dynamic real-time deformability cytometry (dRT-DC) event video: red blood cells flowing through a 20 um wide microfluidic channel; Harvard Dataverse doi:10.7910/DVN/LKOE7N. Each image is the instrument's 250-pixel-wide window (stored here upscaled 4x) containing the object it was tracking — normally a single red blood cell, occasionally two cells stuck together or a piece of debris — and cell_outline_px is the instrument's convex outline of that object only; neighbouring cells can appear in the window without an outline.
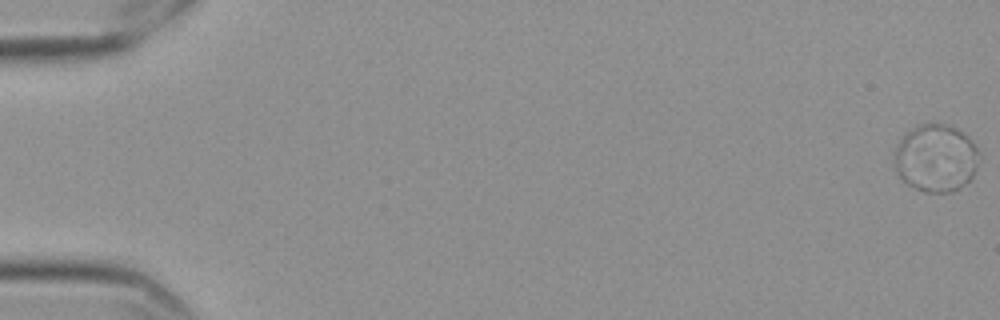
{"species": "Egyptian fruit bat (a non-hibernating species)", "species_latin": "Rousettus aegyptiacus", "temperature_condition": "cold", "stored_images_in_passage": 59, "camera_frame_rate_fps": 3000, "um_per_image_px": 0.085, "frame": {"image": 1, "passage_image": 1, "time_ms": 0.0, "image_size_px": [1000, 320], "cell_outline_px": [[976, 168], [972, 176], [960, 188], [952, 192], [924, 192], [908, 184], [896, 172], [896, 148], [900, 140], [912, 128], [920, 124], [944, 124], [956, 128], [968, 136], [976, 148]], "centroid_in_image_um": [79.54, 13.44], "position_along_channel_um": 5.5, "area_um2": 32.6}}
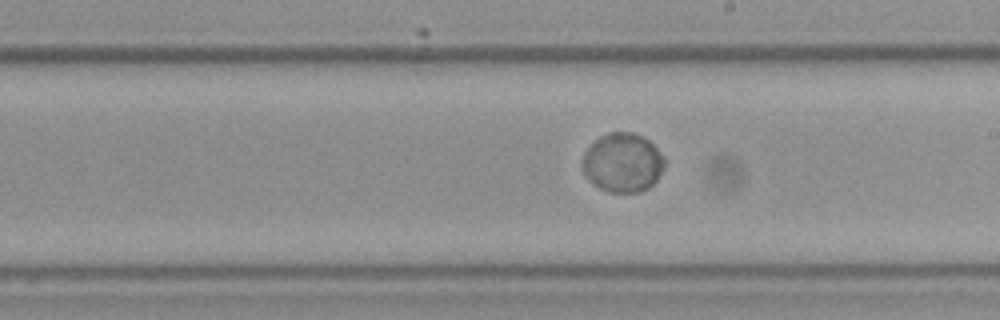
{"frame": {"image": 2, "passage_image": 35, "time_ms": 11.333, "image_size_px": [1000, 320], "cell_outline_px": [[664, 168], [656, 180], [648, 188], [640, 192], [608, 192], [592, 184], [584, 176], [584, 152], [600, 136], [608, 132], [632, 132], [648, 140], [664, 156]], "centroid_in_image_um": [52.93, 13.84], "position_along_channel_um": 236.1, "area_um2": 28.09}}
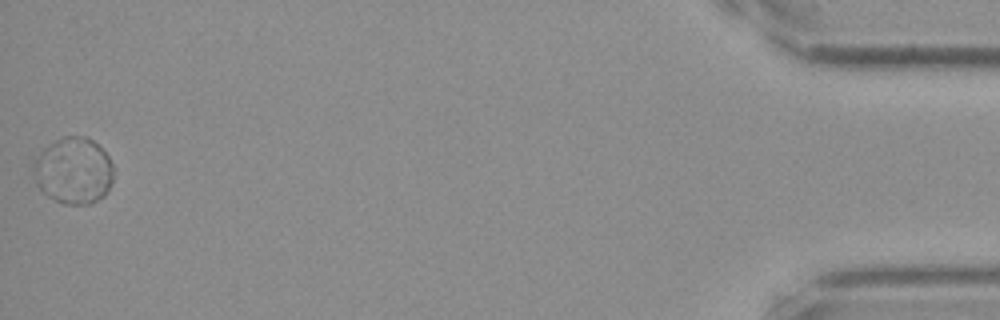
{"frame": {"image": 3, "passage_image": 59, "time_ms": 19.333, "image_size_px": [1000, 320], "cell_outline_px": [[116, 168], [112, 180], [104, 196], [88, 204], [64, 204], [48, 196], [36, 184], [36, 160], [44, 148], [48, 144], [64, 136], [88, 136], [108, 156]], "centroid_in_image_um": [6.31, 14.5], "position_along_channel_um": 428.9, "area_um2": 30.63}, "authors_computed_cell_mechanics": {"area_um2": 29.8248, "velocity_mm_per_s": 3.4923, "shape_relaxation_time_tau1_ms": 4.9859, "shape_relaxation_time_tau2_ms": null, "deformation_change_tau1": 0.0255, "deformation_change_tau2": null}}